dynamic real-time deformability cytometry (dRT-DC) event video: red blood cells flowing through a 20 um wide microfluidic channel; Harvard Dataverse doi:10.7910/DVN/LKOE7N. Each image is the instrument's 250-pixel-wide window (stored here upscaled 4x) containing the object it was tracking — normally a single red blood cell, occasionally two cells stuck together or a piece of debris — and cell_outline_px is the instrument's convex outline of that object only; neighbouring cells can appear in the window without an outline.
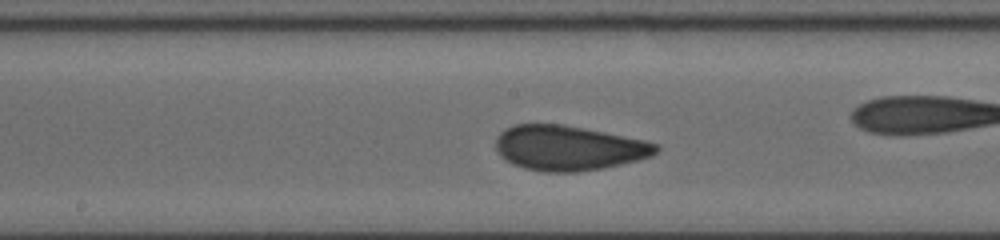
{"species": "human", "species_latin": "Homo sapiens", "temperature_condition": "cold", "stored_images_in_passage": 34, "camera_frame_rate_fps": 3000, "um_per_image_px": 0.085, "donor": {"sex": "female"}, "frame": {"image": 1, "passage_image": 15, "time_ms": 4.667, "image_size_px": [1000, 240], "cell_outline_px": [[660, 148], [652, 156], [604, 168], [576, 172], [544, 172], [524, 168], [512, 164], [504, 160], [500, 156], [496, 148], [496, 136], [504, 128], [516, 124], [564, 124], [644, 140], [660, 144]], "centroid_in_image_um": [48.3, 12.58], "position_along_channel_um": 199.9, "area_um2": 42.14}}
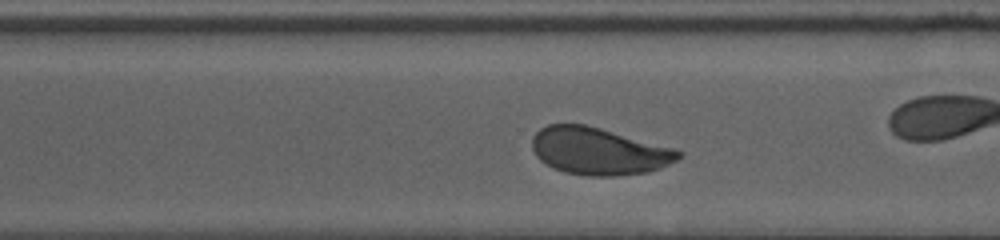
{"frame": {"image": 2, "passage_image": 25, "time_ms": 8.0, "image_size_px": [1000, 240], "cell_outline_px": [[680, 156], [676, 160], [660, 168], [648, 172], [616, 176], [588, 176], [564, 172], [552, 168], [540, 160], [536, 156], [532, 148], [532, 136], [540, 128], [548, 124], [584, 124], [600, 128], [676, 148], [680, 152]], "centroid_in_image_um": [50.87, 12.85], "position_along_channel_um": 319.7, "area_um2": 40.34}, "authors_computed_cell_mechanics": {"area_um2": 41.5871, "velocity_mm_per_s": 3.6129, "shape_relaxation_time_tau1_ms": 6.6826, "shape_relaxation_time_tau2_ms": 0.6297, "deformation_change_tau1": 0.1374, "deformation_change_tau2": 0.0533}}